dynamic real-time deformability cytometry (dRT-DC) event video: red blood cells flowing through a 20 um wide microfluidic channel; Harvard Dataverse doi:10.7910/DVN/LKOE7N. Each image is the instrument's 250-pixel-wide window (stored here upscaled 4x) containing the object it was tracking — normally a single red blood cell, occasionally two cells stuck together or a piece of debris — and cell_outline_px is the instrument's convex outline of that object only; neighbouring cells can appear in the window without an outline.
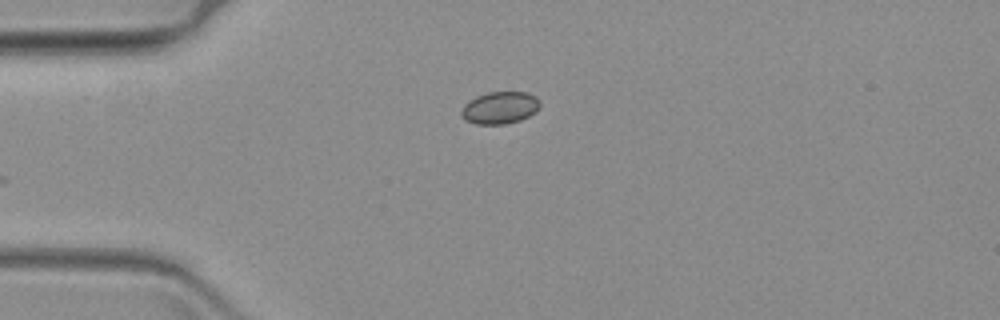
{"species": "common noctule bat (a hibernating species)", "species_latin": "Nyctalus noctula", "temperature_condition": "warm", "stored_images_in_passage": 40, "camera_frame_rate_fps": 3000, "um_per_image_px": 0.085, "animal": {"sex": "female", "body_mass_g": 19.3, "forearm_length_mm": 54.1}, "frame": {"image": 1, "passage_image": 1, "time_ms": 0.0, "image_size_px": [1000, 320], "cell_outline_px": [[540, 104], [536, 112], [520, 120], [504, 124], [476, 124], [464, 120], [460, 116], [460, 112], [464, 104], [468, 100], [476, 96], [488, 92], [528, 92], [536, 96], [540, 100]], "centroid_in_image_um": [42.47, 9.15], "position_along_channel_um": 42.5, "area_um2": 14.97}}
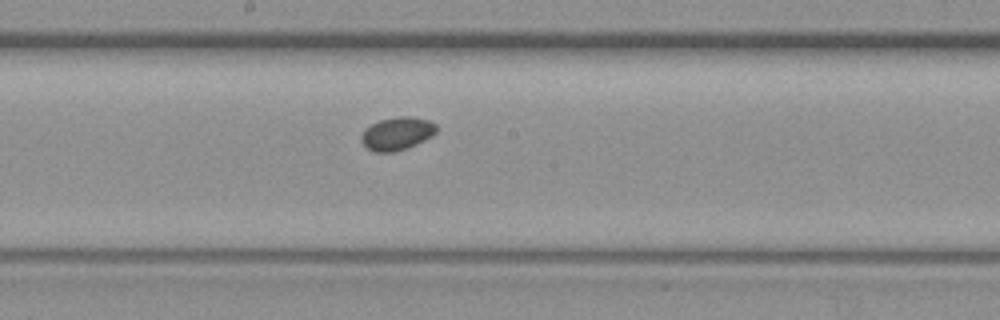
{"frame": {"image": 2, "passage_image": 19, "time_ms": 6.0, "image_size_px": [1000, 320], "cell_outline_px": [[436, 132], [432, 136], [408, 148], [392, 152], [376, 152], [368, 148], [360, 140], [360, 136], [364, 128], [380, 120], [400, 116], [408, 116], [428, 120], [436, 124]], "centroid_in_image_um": [33.73, 11.35], "position_along_channel_um": 214.5, "area_um2": 14.39}}
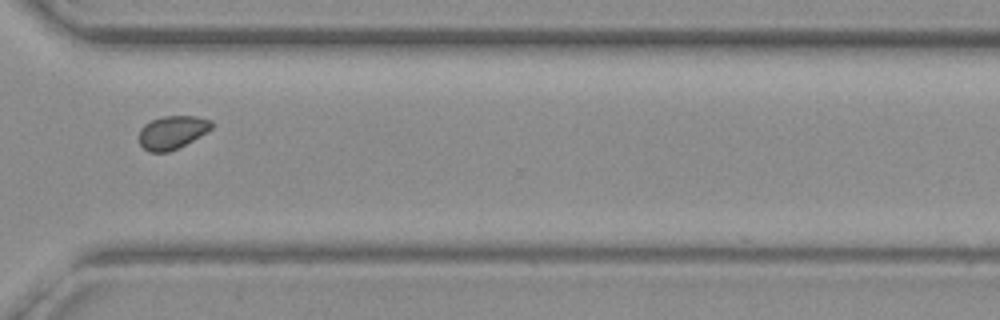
{"frame": {"image": 3, "passage_image": 32, "time_ms": 10.333, "image_size_px": [1000, 320], "cell_outline_px": [[212, 128], [192, 140], [168, 152], [148, 152], [140, 144], [140, 128], [144, 124], [152, 120], [164, 116], [196, 116], [212, 120]], "centroid_in_image_um": [14.62, 11.24], "position_along_channel_um": 356.0, "area_um2": 13.81}}